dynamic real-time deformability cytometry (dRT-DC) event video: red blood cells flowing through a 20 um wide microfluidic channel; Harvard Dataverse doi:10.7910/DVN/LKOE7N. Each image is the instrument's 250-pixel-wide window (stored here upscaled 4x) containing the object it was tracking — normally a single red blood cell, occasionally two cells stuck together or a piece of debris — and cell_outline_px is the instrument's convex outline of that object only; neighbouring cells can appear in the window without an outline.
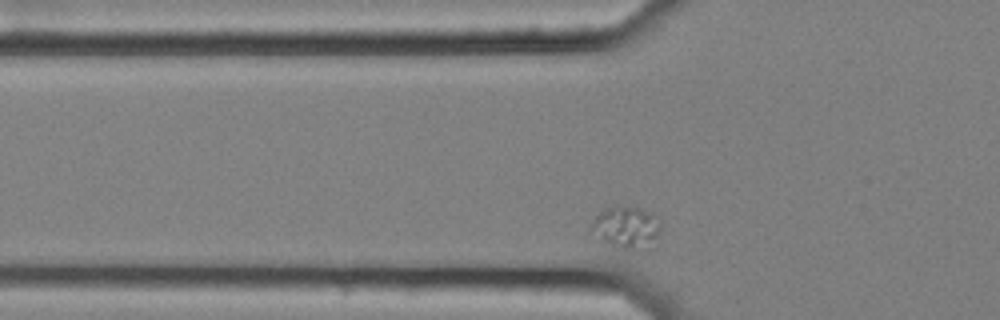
{"species": "common noctule bat (a hibernating species)", "species_latin": "Nyctalus noctula", "temperature_condition": "cold", "stored_images_in_passage": 38, "camera_frame_rate_fps": 3000, "um_per_image_px": 0.085, "animal": {"sex": "female", "body_mass_g": 25.1}, "frame": {"image": 1, "passage_image": 7, "time_ms": 2.0, "image_size_px": [1000, 320], "cell_outline_px": [[660, 236], [656, 248], [620, 248], [604, 240], [592, 228], [592, 220], [600, 212], [616, 204], [640, 208], [652, 212], [660, 220]], "centroid_in_image_um": [53.38, 19.3], "position_along_channel_um": 72.4, "area_um2": 17.05}}
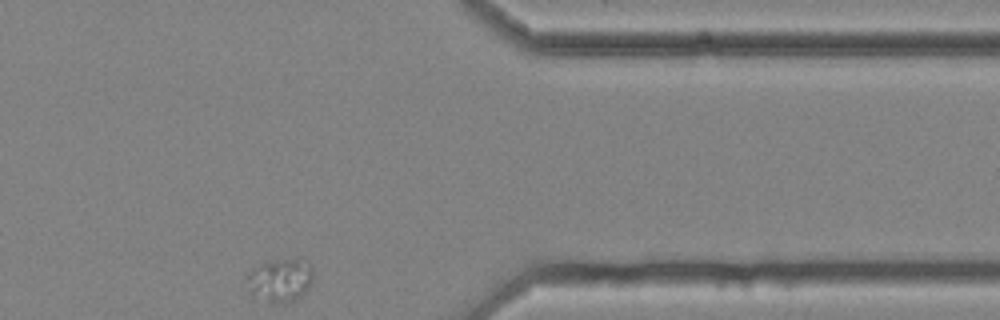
{"frame": {"image": 2, "passage_image": 38, "time_ms": 12.333, "image_size_px": [1000, 320], "cell_outline_px": [[312, 284], [300, 296], [284, 304], [268, 304], [252, 292], [244, 280], [252, 268], [268, 260], [296, 260], [312, 268]], "centroid_in_image_um": [23.76, 23.85], "position_along_channel_um": 387.6, "area_um2": 16.47}}